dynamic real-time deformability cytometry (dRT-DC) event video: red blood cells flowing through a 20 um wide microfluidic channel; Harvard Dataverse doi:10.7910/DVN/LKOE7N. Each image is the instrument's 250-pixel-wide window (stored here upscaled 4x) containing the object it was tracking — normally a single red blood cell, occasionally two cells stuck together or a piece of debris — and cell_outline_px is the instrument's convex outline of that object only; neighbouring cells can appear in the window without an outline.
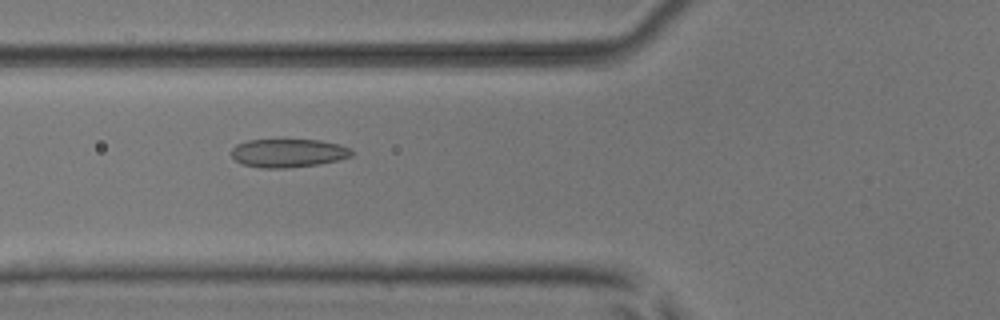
{"species": "common noctule bat (a hibernating species)", "species_latin": "Nyctalus noctula", "temperature_condition": "room temperature", "stored_images_in_passage": 25, "camera_frame_rate_fps": 3000, "um_per_image_px": 0.085, "animal": {"sex": "male", "body_mass_g": 17.9, "forearm_length_mm": 54.2}, "frame": {"image": 1, "passage_image": 12, "time_ms": 3.667, "image_size_px": [1000, 320], "cell_outline_px": [[356, 152], [352, 156], [320, 164], [284, 168], [260, 168], [240, 164], [232, 156], [232, 148], [236, 144], [248, 140], [320, 140], [340, 144]], "centroid_in_image_um": [24.5, 13.01], "position_along_channel_um": 101.3, "area_um2": 20.0}}
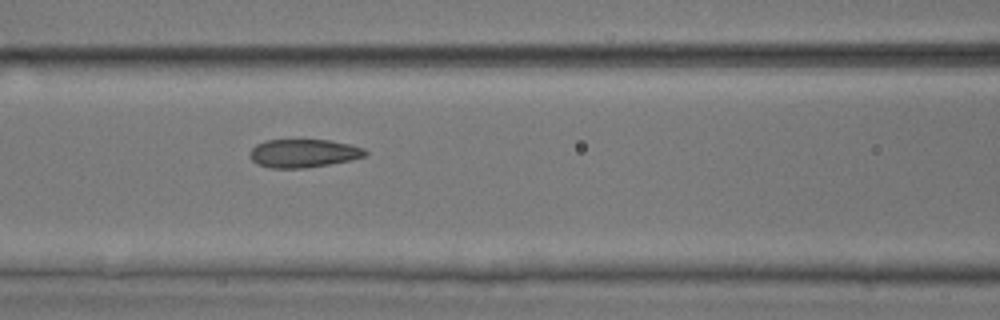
{"frame": {"image": 2, "passage_image": 15, "time_ms": 4.667, "image_size_px": [1000, 320], "cell_outline_px": [[368, 152], [364, 156], [352, 160], [304, 168], [272, 168], [256, 164], [252, 160], [248, 152], [256, 144], [264, 140], [332, 140], [364, 148]], "centroid_in_image_um": [25.77, 13.02], "position_along_channel_um": 140.8, "area_um2": 19.07}}
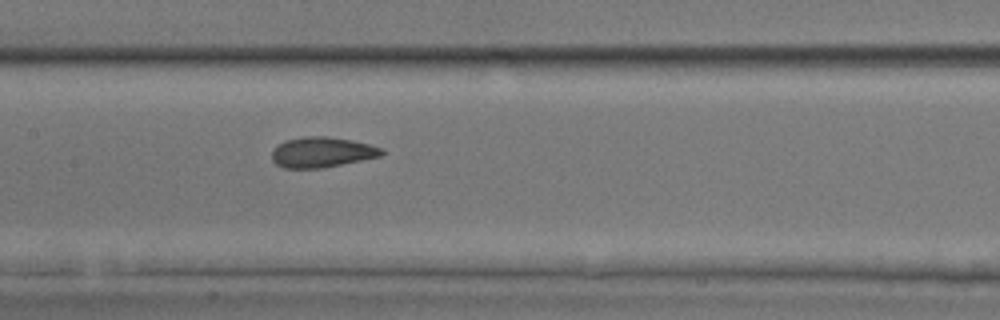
{"frame": {"image": 3, "passage_image": 18, "time_ms": 5.667, "image_size_px": [1000, 320], "cell_outline_px": [[384, 152], [380, 156], [324, 168], [284, 168], [276, 164], [272, 160], [272, 152], [284, 140], [304, 136], [328, 136], [352, 140], [384, 148]], "centroid_in_image_um": [27.37, 12.93], "position_along_channel_um": 180.0, "area_um2": 19.42}}